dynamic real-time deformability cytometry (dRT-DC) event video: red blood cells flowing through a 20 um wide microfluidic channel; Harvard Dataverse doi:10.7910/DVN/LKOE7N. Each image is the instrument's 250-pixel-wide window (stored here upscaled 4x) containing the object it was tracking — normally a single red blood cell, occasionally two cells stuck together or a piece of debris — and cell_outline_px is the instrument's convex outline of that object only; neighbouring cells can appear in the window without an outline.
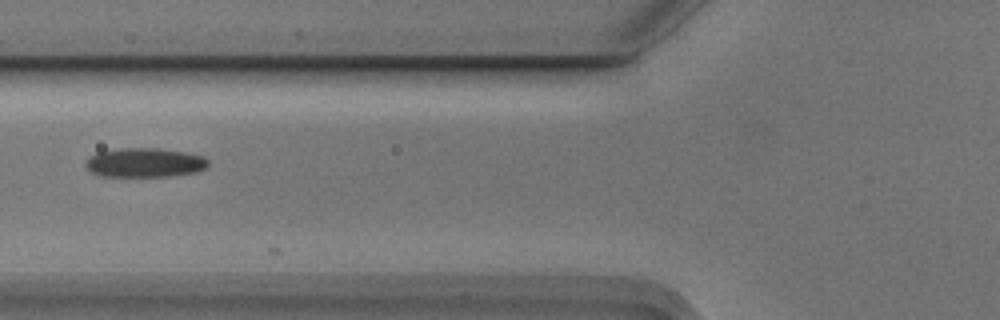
{"species": "Egyptian fruit bat (a non-hibernating species)", "species_latin": "Rousettus aegyptiacus", "temperature_condition": "cold", "stored_images_in_passage": 7, "camera_frame_rate_fps": 3000, "um_per_image_px": 0.085, "animal": {"sex": "male"}, "frame": {"image": 1, "passage_image": 7, "time_ms": 2.0, "image_size_px": [1000, 320], "cell_outline_px": [[208, 164], [204, 168], [196, 172], [168, 176], [100, 176], [92, 172], [84, 164], [84, 160], [88, 156], [96, 152], [120, 148], [156, 148], [184, 152], [204, 156], [208, 160]], "centroid_in_image_um": [12.25, 13.81], "position_along_channel_um": 113.6, "area_um2": 20.92}}